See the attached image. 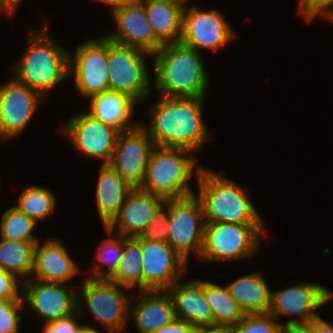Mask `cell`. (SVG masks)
Wrapping results in <instances>:
<instances>
[{
  "label": "cell",
  "mask_w": 333,
  "mask_h": 333,
  "mask_svg": "<svg viewBox=\"0 0 333 333\" xmlns=\"http://www.w3.org/2000/svg\"><path fill=\"white\" fill-rule=\"evenodd\" d=\"M37 243L0 238V269L16 275L22 281L29 280Z\"/></svg>",
  "instance_id": "obj_29"
},
{
  "label": "cell",
  "mask_w": 333,
  "mask_h": 333,
  "mask_svg": "<svg viewBox=\"0 0 333 333\" xmlns=\"http://www.w3.org/2000/svg\"><path fill=\"white\" fill-rule=\"evenodd\" d=\"M62 133L72 146L87 158L102 159L108 164L112 158L119 131L90 114L69 118L62 127Z\"/></svg>",
  "instance_id": "obj_15"
},
{
  "label": "cell",
  "mask_w": 333,
  "mask_h": 333,
  "mask_svg": "<svg viewBox=\"0 0 333 333\" xmlns=\"http://www.w3.org/2000/svg\"><path fill=\"white\" fill-rule=\"evenodd\" d=\"M44 24L41 31H32L29 35L23 57L13 67L14 79L45 99L55 86L69 77V52L50 37L48 26Z\"/></svg>",
  "instance_id": "obj_3"
},
{
  "label": "cell",
  "mask_w": 333,
  "mask_h": 333,
  "mask_svg": "<svg viewBox=\"0 0 333 333\" xmlns=\"http://www.w3.org/2000/svg\"><path fill=\"white\" fill-rule=\"evenodd\" d=\"M44 98L35 90L15 80L0 86V139L17 138L29 125Z\"/></svg>",
  "instance_id": "obj_16"
},
{
  "label": "cell",
  "mask_w": 333,
  "mask_h": 333,
  "mask_svg": "<svg viewBox=\"0 0 333 333\" xmlns=\"http://www.w3.org/2000/svg\"><path fill=\"white\" fill-rule=\"evenodd\" d=\"M166 206V207H165ZM169 200L159 208L156 216L150 224L142 231L139 237L142 240H153L167 242L169 230Z\"/></svg>",
  "instance_id": "obj_35"
},
{
  "label": "cell",
  "mask_w": 333,
  "mask_h": 333,
  "mask_svg": "<svg viewBox=\"0 0 333 333\" xmlns=\"http://www.w3.org/2000/svg\"><path fill=\"white\" fill-rule=\"evenodd\" d=\"M85 279L82 290L77 289V311L81 313L84 310L82 305L85 304L108 333H122L123 328L127 327L129 308L133 301V297L127 295L123 288L131 289L107 279Z\"/></svg>",
  "instance_id": "obj_7"
},
{
  "label": "cell",
  "mask_w": 333,
  "mask_h": 333,
  "mask_svg": "<svg viewBox=\"0 0 333 333\" xmlns=\"http://www.w3.org/2000/svg\"><path fill=\"white\" fill-rule=\"evenodd\" d=\"M0 238L13 241L39 242L33 236L37 223L21 212L16 206L7 209L1 216Z\"/></svg>",
  "instance_id": "obj_32"
},
{
  "label": "cell",
  "mask_w": 333,
  "mask_h": 333,
  "mask_svg": "<svg viewBox=\"0 0 333 333\" xmlns=\"http://www.w3.org/2000/svg\"><path fill=\"white\" fill-rule=\"evenodd\" d=\"M89 100L90 111L87 113L119 132L133 129L139 124L130 122L138 103L125 93L108 90Z\"/></svg>",
  "instance_id": "obj_23"
},
{
  "label": "cell",
  "mask_w": 333,
  "mask_h": 333,
  "mask_svg": "<svg viewBox=\"0 0 333 333\" xmlns=\"http://www.w3.org/2000/svg\"><path fill=\"white\" fill-rule=\"evenodd\" d=\"M142 239L123 237V254L115 274L109 279L120 286L143 291Z\"/></svg>",
  "instance_id": "obj_27"
},
{
  "label": "cell",
  "mask_w": 333,
  "mask_h": 333,
  "mask_svg": "<svg viewBox=\"0 0 333 333\" xmlns=\"http://www.w3.org/2000/svg\"><path fill=\"white\" fill-rule=\"evenodd\" d=\"M154 88L170 98L205 97L207 72L200 51L182 43L163 45L153 53Z\"/></svg>",
  "instance_id": "obj_2"
},
{
  "label": "cell",
  "mask_w": 333,
  "mask_h": 333,
  "mask_svg": "<svg viewBox=\"0 0 333 333\" xmlns=\"http://www.w3.org/2000/svg\"><path fill=\"white\" fill-rule=\"evenodd\" d=\"M79 271L77 263L58 239H49L43 244L40 240L35 245L30 279L67 284Z\"/></svg>",
  "instance_id": "obj_21"
},
{
  "label": "cell",
  "mask_w": 333,
  "mask_h": 333,
  "mask_svg": "<svg viewBox=\"0 0 333 333\" xmlns=\"http://www.w3.org/2000/svg\"><path fill=\"white\" fill-rule=\"evenodd\" d=\"M68 76H73L75 89L86 98L108 91V37L90 38L69 53Z\"/></svg>",
  "instance_id": "obj_9"
},
{
  "label": "cell",
  "mask_w": 333,
  "mask_h": 333,
  "mask_svg": "<svg viewBox=\"0 0 333 333\" xmlns=\"http://www.w3.org/2000/svg\"><path fill=\"white\" fill-rule=\"evenodd\" d=\"M152 56L140 48L122 45L108 38L109 90L122 92L137 103L150 94L151 78L145 56Z\"/></svg>",
  "instance_id": "obj_8"
},
{
  "label": "cell",
  "mask_w": 333,
  "mask_h": 333,
  "mask_svg": "<svg viewBox=\"0 0 333 333\" xmlns=\"http://www.w3.org/2000/svg\"><path fill=\"white\" fill-rule=\"evenodd\" d=\"M204 100L205 97L159 96L155 106L147 112L149 126L143 125L154 144L182 148L197 154L205 141L213 138L202 119Z\"/></svg>",
  "instance_id": "obj_1"
},
{
  "label": "cell",
  "mask_w": 333,
  "mask_h": 333,
  "mask_svg": "<svg viewBox=\"0 0 333 333\" xmlns=\"http://www.w3.org/2000/svg\"><path fill=\"white\" fill-rule=\"evenodd\" d=\"M96 188L97 210L104 227L118 215L128 194L134 189L109 164L99 169Z\"/></svg>",
  "instance_id": "obj_24"
},
{
  "label": "cell",
  "mask_w": 333,
  "mask_h": 333,
  "mask_svg": "<svg viewBox=\"0 0 333 333\" xmlns=\"http://www.w3.org/2000/svg\"><path fill=\"white\" fill-rule=\"evenodd\" d=\"M237 37L225 16L217 9L202 10L196 5H184L180 43L197 51H217Z\"/></svg>",
  "instance_id": "obj_11"
},
{
  "label": "cell",
  "mask_w": 333,
  "mask_h": 333,
  "mask_svg": "<svg viewBox=\"0 0 333 333\" xmlns=\"http://www.w3.org/2000/svg\"><path fill=\"white\" fill-rule=\"evenodd\" d=\"M154 146L143 124H138L133 129L119 132L108 164L130 185L140 188Z\"/></svg>",
  "instance_id": "obj_12"
},
{
  "label": "cell",
  "mask_w": 333,
  "mask_h": 333,
  "mask_svg": "<svg viewBox=\"0 0 333 333\" xmlns=\"http://www.w3.org/2000/svg\"><path fill=\"white\" fill-rule=\"evenodd\" d=\"M63 283L29 279L23 281L22 299L43 323L67 317L77 311V289Z\"/></svg>",
  "instance_id": "obj_13"
},
{
  "label": "cell",
  "mask_w": 333,
  "mask_h": 333,
  "mask_svg": "<svg viewBox=\"0 0 333 333\" xmlns=\"http://www.w3.org/2000/svg\"><path fill=\"white\" fill-rule=\"evenodd\" d=\"M129 316L134 317L139 333H153L176 319L173 302L166 290L139 291Z\"/></svg>",
  "instance_id": "obj_22"
},
{
  "label": "cell",
  "mask_w": 333,
  "mask_h": 333,
  "mask_svg": "<svg viewBox=\"0 0 333 333\" xmlns=\"http://www.w3.org/2000/svg\"><path fill=\"white\" fill-rule=\"evenodd\" d=\"M313 333H333V325L319 316L313 320Z\"/></svg>",
  "instance_id": "obj_41"
},
{
  "label": "cell",
  "mask_w": 333,
  "mask_h": 333,
  "mask_svg": "<svg viewBox=\"0 0 333 333\" xmlns=\"http://www.w3.org/2000/svg\"><path fill=\"white\" fill-rule=\"evenodd\" d=\"M3 1V12L11 18L13 16L15 9L19 6V2L22 0H2Z\"/></svg>",
  "instance_id": "obj_42"
},
{
  "label": "cell",
  "mask_w": 333,
  "mask_h": 333,
  "mask_svg": "<svg viewBox=\"0 0 333 333\" xmlns=\"http://www.w3.org/2000/svg\"><path fill=\"white\" fill-rule=\"evenodd\" d=\"M109 238L101 241L97 250L94 265L91 268L92 275L88 276L92 279L109 280L116 272L123 254V237L104 227ZM113 235V237H112ZM118 239V240H117ZM106 265V270L104 269Z\"/></svg>",
  "instance_id": "obj_30"
},
{
  "label": "cell",
  "mask_w": 333,
  "mask_h": 333,
  "mask_svg": "<svg viewBox=\"0 0 333 333\" xmlns=\"http://www.w3.org/2000/svg\"><path fill=\"white\" fill-rule=\"evenodd\" d=\"M24 307L23 299L0 300V333H18L22 321L18 311Z\"/></svg>",
  "instance_id": "obj_34"
},
{
  "label": "cell",
  "mask_w": 333,
  "mask_h": 333,
  "mask_svg": "<svg viewBox=\"0 0 333 333\" xmlns=\"http://www.w3.org/2000/svg\"><path fill=\"white\" fill-rule=\"evenodd\" d=\"M299 12L308 22L313 21L317 15H324L327 19L333 18V0H299Z\"/></svg>",
  "instance_id": "obj_36"
},
{
  "label": "cell",
  "mask_w": 333,
  "mask_h": 333,
  "mask_svg": "<svg viewBox=\"0 0 333 333\" xmlns=\"http://www.w3.org/2000/svg\"><path fill=\"white\" fill-rule=\"evenodd\" d=\"M112 14L118 31L106 35L111 41L151 54L163 46L154 36L144 5L122 6Z\"/></svg>",
  "instance_id": "obj_18"
},
{
  "label": "cell",
  "mask_w": 333,
  "mask_h": 333,
  "mask_svg": "<svg viewBox=\"0 0 333 333\" xmlns=\"http://www.w3.org/2000/svg\"><path fill=\"white\" fill-rule=\"evenodd\" d=\"M165 199L134 188L127 196L118 215L107 226L122 237H138L156 216Z\"/></svg>",
  "instance_id": "obj_19"
},
{
  "label": "cell",
  "mask_w": 333,
  "mask_h": 333,
  "mask_svg": "<svg viewBox=\"0 0 333 333\" xmlns=\"http://www.w3.org/2000/svg\"><path fill=\"white\" fill-rule=\"evenodd\" d=\"M204 296L214 316V328L224 330L235 325L245 316L226 286L221 287L204 281Z\"/></svg>",
  "instance_id": "obj_28"
},
{
  "label": "cell",
  "mask_w": 333,
  "mask_h": 333,
  "mask_svg": "<svg viewBox=\"0 0 333 333\" xmlns=\"http://www.w3.org/2000/svg\"><path fill=\"white\" fill-rule=\"evenodd\" d=\"M55 205V195L48 188L32 186L20 193L15 206L38 224L54 211Z\"/></svg>",
  "instance_id": "obj_31"
},
{
  "label": "cell",
  "mask_w": 333,
  "mask_h": 333,
  "mask_svg": "<svg viewBox=\"0 0 333 333\" xmlns=\"http://www.w3.org/2000/svg\"><path fill=\"white\" fill-rule=\"evenodd\" d=\"M333 299V292L316 283L302 282L271 292L269 314L280 316L296 315L300 320L289 319L285 324L308 323L319 317L315 312Z\"/></svg>",
  "instance_id": "obj_14"
},
{
  "label": "cell",
  "mask_w": 333,
  "mask_h": 333,
  "mask_svg": "<svg viewBox=\"0 0 333 333\" xmlns=\"http://www.w3.org/2000/svg\"><path fill=\"white\" fill-rule=\"evenodd\" d=\"M166 291L172 299L177 319L195 328H214V316L204 296V281L197 279L183 284L179 279Z\"/></svg>",
  "instance_id": "obj_20"
},
{
  "label": "cell",
  "mask_w": 333,
  "mask_h": 333,
  "mask_svg": "<svg viewBox=\"0 0 333 333\" xmlns=\"http://www.w3.org/2000/svg\"><path fill=\"white\" fill-rule=\"evenodd\" d=\"M79 315L81 314L76 311L67 317L43 323L42 333H79L84 326V324L80 326V324L77 323Z\"/></svg>",
  "instance_id": "obj_37"
},
{
  "label": "cell",
  "mask_w": 333,
  "mask_h": 333,
  "mask_svg": "<svg viewBox=\"0 0 333 333\" xmlns=\"http://www.w3.org/2000/svg\"><path fill=\"white\" fill-rule=\"evenodd\" d=\"M147 0H123V6L126 5H143Z\"/></svg>",
  "instance_id": "obj_46"
},
{
  "label": "cell",
  "mask_w": 333,
  "mask_h": 333,
  "mask_svg": "<svg viewBox=\"0 0 333 333\" xmlns=\"http://www.w3.org/2000/svg\"><path fill=\"white\" fill-rule=\"evenodd\" d=\"M98 2H102L104 5L110 6L112 12L123 6V0H99Z\"/></svg>",
  "instance_id": "obj_43"
},
{
  "label": "cell",
  "mask_w": 333,
  "mask_h": 333,
  "mask_svg": "<svg viewBox=\"0 0 333 333\" xmlns=\"http://www.w3.org/2000/svg\"><path fill=\"white\" fill-rule=\"evenodd\" d=\"M226 287L245 314L269 312L271 290L261 273L241 276Z\"/></svg>",
  "instance_id": "obj_26"
},
{
  "label": "cell",
  "mask_w": 333,
  "mask_h": 333,
  "mask_svg": "<svg viewBox=\"0 0 333 333\" xmlns=\"http://www.w3.org/2000/svg\"><path fill=\"white\" fill-rule=\"evenodd\" d=\"M192 333H223L219 328H195Z\"/></svg>",
  "instance_id": "obj_44"
},
{
  "label": "cell",
  "mask_w": 333,
  "mask_h": 333,
  "mask_svg": "<svg viewBox=\"0 0 333 333\" xmlns=\"http://www.w3.org/2000/svg\"><path fill=\"white\" fill-rule=\"evenodd\" d=\"M196 162V154L189 150L155 145L140 189L165 200L195 194L189 180L201 171L202 167Z\"/></svg>",
  "instance_id": "obj_5"
},
{
  "label": "cell",
  "mask_w": 333,
  "mask_h": 333,
  "mask_svg": "<svg viewBox=\"0 0 333 333\" xmlns=\"http://www.w3.org/2000/svg\"><path fill=\"white\" fill-rule=\"evenodd\" d=\"M268 231L264 223L205 222L202 261H232L251 258L258 252L259 242Z\"/></svg>",
  "instance_id": "obj_6"
},
{
  "label": "cell",
  "mask_w": 333,
  "mask_h": 333,
  "mask_svg": "<svg viewBox=\"0 0 333 333\" xmlns=\"http://www.w3.org/2000/svg\"><path fill=\"white\" fill-rule=\"evenodd\" d=\"M79 333H102L91 325H84Z\"/></svg>",
  "instance_id": "obj_45"
},
{
  "label": "cell",
  "mask_w": 333,
  "mask_h": 333,
  "mask_svg": "<svg viewBox=\"0 0 333 333\" xmlns=\"http://www.w3.org/2000/svg\"><path fill=\"white\" fill-rule=\"evenodd\" d=\"M186 0H147L143 5L155 38L162 44L179 43Z\"/></svg>",
  "instance_id": "obj_25"
},
{
  "label": "cell",
  "mask_w": 333,
  "mask_h": 333,
  "mask_svg": "<svg viewBox=\"0 0 333 333\" xmlns=\"http://www.w3.org/2000/svg\"><path fill=\"white\" fill-rule=\"evenodd\" d=\"M22 284L16 275L0 269V300L22 298Z\"/></svg>",
  "instance_id": "obj_38"
},
{
  "label": "cell",
  "mask_w": 333,
  "mask_h": 333,
  "mask_svg": "<svg viewBox=\"0 0 333 333\" xmlns=\"http://www.w3.org/2000/svg\"><path fill=\"white\" fill-rule=\"evenodd\" d=\"M195 327L181 319H175L170 324L158 329L153 333H192Z\"/></svg>",
  "instance_id": "obj_39"
},
{
  "label": "cell",
  "mask_w": 333,
  "mask_h": 333,
  "mask_svg": "<svg viewBox=\"0 0 333 333\" xmlns=\"http://www.w3.org/2000/svg\"><path fill=\"white\" fill-rule=\"evenodd\" d=\"M143 291L167 290L187 272V262L168 242L142 240Z\"/></svg>",
  "instance_id": "obj_17"
},
{
  "label": "cell",
  "mask_w": 333,
  "mask_h": 333,
  "mask_svg": "<svg viewBox=\"0 0 333 333\" xmlns=\"http://www.w3.org/2000/svg\"><path fill=\"white\" fill-rule=\"evenodd\" d=\"M0 12H3V1L0 0Z\"/></svg>",
  "instance_id": "obj_47"
},
{
  "label": "cell",
  "mask_w": 333,
  "mask_h": 333,
  "mask_svg": "<svg viewBox=\"0 0 333 333\" xmlns=\"http://www.w3.org/2000/svg\"><path fill=\"white\" fill-rule=\"evenodd\" d=\"M281 324L269 313L245 314L235 325L223 333H280Z\"/></svg>",
  "instance_id": "obj_33"
},
{
  "label": "cell",
  "mask_w": 333,
  "mask_h": 333,
  "mask_svg": "<svg viewBox=\"0 0 333 333\" xmlns=\"http://www.w3.org/2000/svg\"><path fill=\"white\" fill-rule=\"evenodd\" d=\"M169 230L167 242L188 263L189 254L199 258L203 246L204 214L195 195L169 199Z\"/></svg>",
  "instance_id": "obj_10"
},
{
  "label": "cell",
  "mask_w": 333,
  "mask_h": 333,
  "mask_svg": "<svg viewBox=\"0 0 333 333\" xmlns=\"http://www.w3.org/2000/svg\"><path fill=\"white\" fill-rule=\"evenodd\" d=\"M196 180L205 222L263 223L247 191L223 171L202 167Z\"/></svg>",
  "instance_id": "obj_4"
},
{
  "label": "cell",
  "mask_w": 333,
  "mask_h": 333,
  "mask_svg": "<svg viewBox=\"0 0 333 333\" xmlns=\"http://www.w3.org/2000/svg\"><path fill=\"white\" fill-rule=\"evenodd\" d=\"M280 333H313V320L308 323L281 324Z\"/></svg>",
  "instance_id": "obj_40"
}]
</instances>
